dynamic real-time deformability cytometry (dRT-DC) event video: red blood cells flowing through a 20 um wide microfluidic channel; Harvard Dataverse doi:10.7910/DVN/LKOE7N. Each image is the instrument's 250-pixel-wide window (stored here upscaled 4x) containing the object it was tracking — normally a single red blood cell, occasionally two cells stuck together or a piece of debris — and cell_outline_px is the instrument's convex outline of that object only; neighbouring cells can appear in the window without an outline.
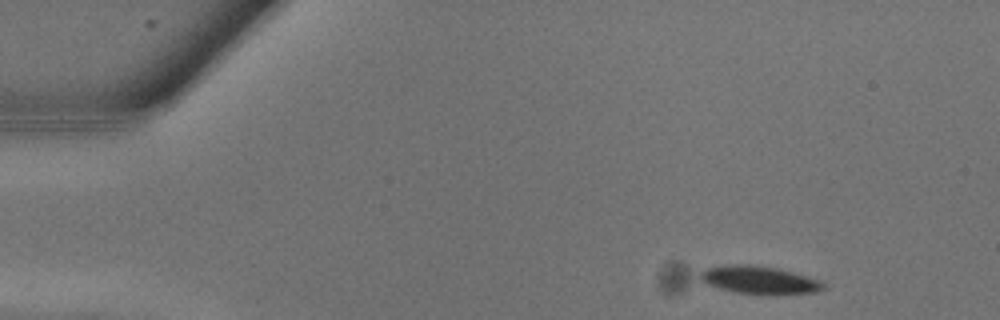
{"species": "common noctule bat (a hibernating species)", "species_latin": "Nyctalus noctula", "temperature_condition": "warm", "stored_images_in_passage": 9, "camera_frame_rate_fps": 3000, "um_per_image_px": 0.085, "animal": {"sex": "male", "body_mass_g": 13.3}, "frame": {"image": 1, "passage_image": 1, "time_ms": 0.0, "image_size_px": [1000, 320], "cell_outline_px": [[828, 288], [816, 292], [776, 296], [768, 296], [732, 292], [708, 284], [700, 280], [700, 272], [708, 268], [724, 264], [756, 264], [776, 268], [808, 276], [820, 280]], "centroid_in_image_um": [64.59, 23.82], "position_along_channel_um": 20.4, "area_um2": 20.69}}
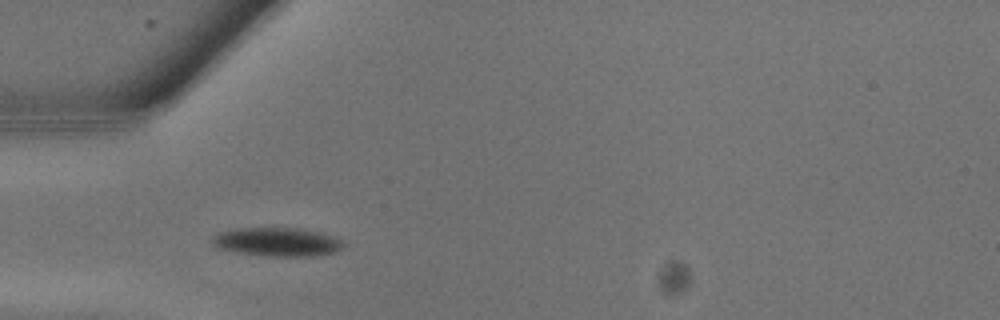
{"frame": {"image": 2, "passage_image": 6, "time_ms": 1.667, "image_size_px": [1000, 320], "cell_outline_px": [[344, 248], [332, 252], [312, 256], [260, 256], [236, 252], [220, 248], [212, 244], [212, 236], [220, 232], [240, 228], [296, 228], [320, 232], [336, 236], [344, 240]], "centroid_in_image_um": [23.6, 20.56], "position_along_channel_um": 61.4, "area_um2": 22.02}}
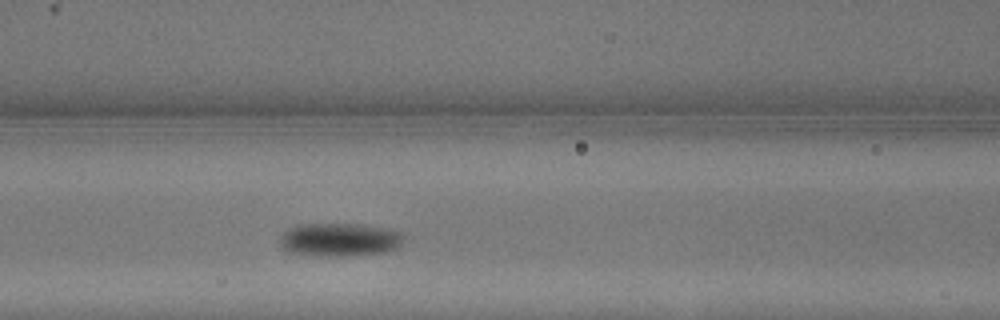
{"frame": {"image": 3, "passage_image": 9, "time_ms": 2.667, "image_size_px": [1000, 320], "cell_outline_px": [[404, 240], [396, 248], [384, 252], [340, 256], [324, 256], [288, 252], [280, 244], [280, 236], [288, 228], [296, 224], [364, 224], [388, 228], [400, 232], [404, 236]], "centroid_in_image_um": [28.86, 20.35], "position_along_channel_um": 137.7, "area_um2": 24.1}}